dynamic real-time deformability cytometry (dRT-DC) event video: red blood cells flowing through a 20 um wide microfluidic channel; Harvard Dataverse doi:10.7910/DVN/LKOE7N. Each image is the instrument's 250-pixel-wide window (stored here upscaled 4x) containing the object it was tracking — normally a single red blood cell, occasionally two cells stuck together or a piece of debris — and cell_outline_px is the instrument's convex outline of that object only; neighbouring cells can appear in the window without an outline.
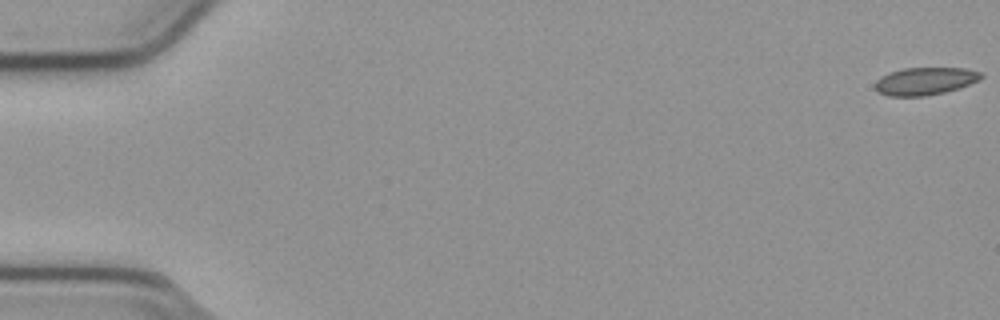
{"species": "common noctule bat (a hibernating species)", "species_latin": "Nyctalus noctula", "temperature_condition": "cold", "stored_images_in_passage": 15, "camera_frame_rate_fps": 3000, "um_per_image_px": 0.085, "animal": {"sex": "male", "body_mass_g": 23.1, "forearm_length_mm": 52.7}, "frame": {"image": 1, "passage_image": 1, "time_ms": 0.0, "image_size_px": [1000, 320], "cell_outline_px": [[984, 76], [980, 80], [960, 88], [944, 92], [924, 96], [888, 96], [880, 92], [876, 88], [876, 80], [880, 76], [888, 72], [904, 68], [964, 68], [980, 72]], "centroid_in_image_um": [78.64, 6.89], "position_along_channel_um": 6.4, "area_um2": 17.05}}